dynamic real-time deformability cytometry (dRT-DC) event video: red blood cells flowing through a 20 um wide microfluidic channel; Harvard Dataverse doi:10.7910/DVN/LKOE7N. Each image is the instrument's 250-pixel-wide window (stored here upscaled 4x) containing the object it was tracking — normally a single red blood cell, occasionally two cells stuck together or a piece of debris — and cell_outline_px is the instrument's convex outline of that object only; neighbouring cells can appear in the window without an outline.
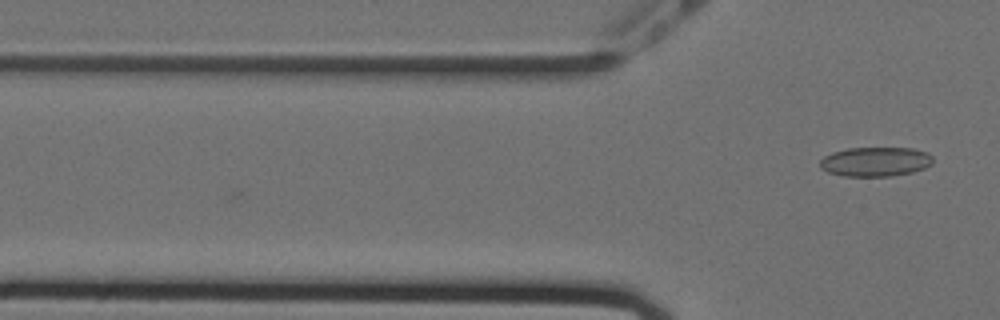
{"species": "Egyptian fruit bat (a non-hibernating species)", "species_latin": "Rousettus aegyptiacus", "temperature_condition": "cold", "stored_images_in_passage": 4, "camera_frame_rate_fps": 3000, "um_per_image_px": 0.085, "animal": {"sex": "female"}, "frame": {"image": 1, "passage_image": 4, "time_ms": 1.0, "image_size_px": [1000, 320], "cell_outline_px": [[932, 164], [924, 168], [912, 172], [892, 176], [844, 176], [828, 172], [820, 168], [820, 160], [824, 156], [832, 152], [848, 148], [912, 148], [928, 152], [932, 156]], "centroid_in_image_um": [74.41, 13.74], "position_along_channel_um": 51.4, "area_um2": 19.42}}